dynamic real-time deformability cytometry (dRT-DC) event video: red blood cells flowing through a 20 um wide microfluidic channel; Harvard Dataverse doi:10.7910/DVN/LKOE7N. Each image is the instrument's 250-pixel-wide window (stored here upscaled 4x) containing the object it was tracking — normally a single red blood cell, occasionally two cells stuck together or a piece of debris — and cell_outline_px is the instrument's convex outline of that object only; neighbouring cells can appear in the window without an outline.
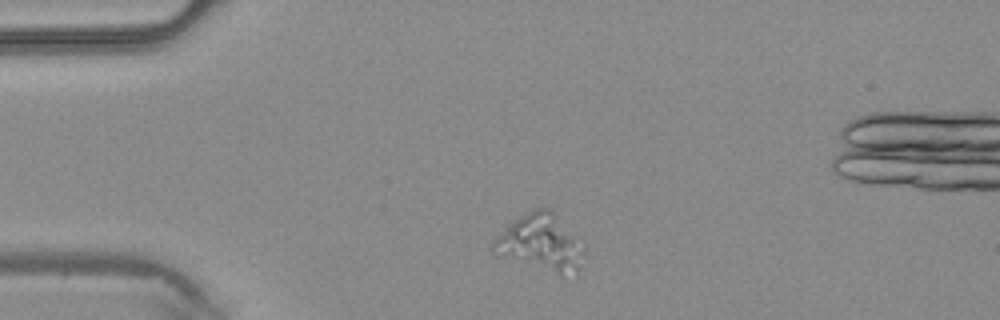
{"species": "common noctule bat (a hibernating species)", "species_latin": "Nyctalus noctula", "temperature_condition": "warm", "stored_images_in_passage": 3, "camera_frame_rate_fps": 3000, "um_per_image_px": 0.085, "animal": {"sex": "male", "body_mass_g": 20.4}, "frame": {"image": 1, "passage_image": 1, "time_ms": 0.0, "image_size_px": [1000, 320], "cell_outline_px": [[584, 252], [580, 272], [556, 272], [496, 256], [492, 248], [492, 244], [504, 228], [512, 220], [536, 208], [552, 208], [584, 244]], "centroid_in_image_um": [45.98, 20.59], "position_along_channel_um": 39.0, "area_um2": 29.65}}